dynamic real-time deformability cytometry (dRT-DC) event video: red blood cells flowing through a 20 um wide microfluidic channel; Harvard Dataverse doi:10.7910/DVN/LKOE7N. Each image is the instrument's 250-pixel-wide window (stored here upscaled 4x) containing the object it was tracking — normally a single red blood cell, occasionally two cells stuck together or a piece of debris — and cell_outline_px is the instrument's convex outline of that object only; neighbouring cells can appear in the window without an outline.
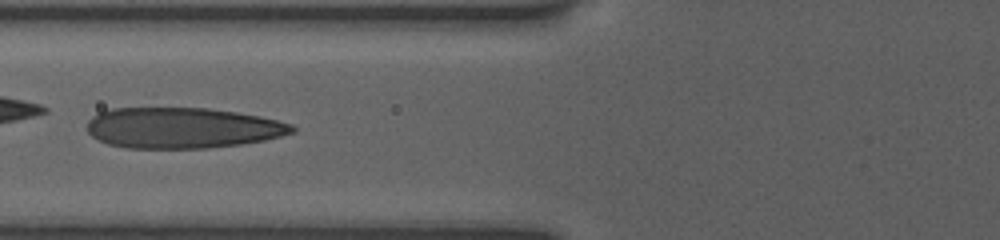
{"species": "human", "species_latin": "Homo sapiens", "temperature_condition": "room temperature", "stored_images_in_passage": 23, "camera_frame_rate_fps": 3000, "um_per_image_px": 0.085, "donor": {"sex": "female"}, "frame": {"image": 1, "passage_image": 22, "time_ms": 6.0, "image_size_px": [1000, 240], "cell_outline_px": [[296, 132], [264, 140], [240, 144], [208, 148], [124, 148], [108, 144], [92, 136], [88, 132], [88, 120], [92, 116], [100, 112], [112, 108], [208, 108], [236, 112], [260, 116], [292, 124], [296, 128]], "centroid_in_image_um": [15.5, 10.87], "position_along_channel_um": 110.3, "area_um2": 48.73}}